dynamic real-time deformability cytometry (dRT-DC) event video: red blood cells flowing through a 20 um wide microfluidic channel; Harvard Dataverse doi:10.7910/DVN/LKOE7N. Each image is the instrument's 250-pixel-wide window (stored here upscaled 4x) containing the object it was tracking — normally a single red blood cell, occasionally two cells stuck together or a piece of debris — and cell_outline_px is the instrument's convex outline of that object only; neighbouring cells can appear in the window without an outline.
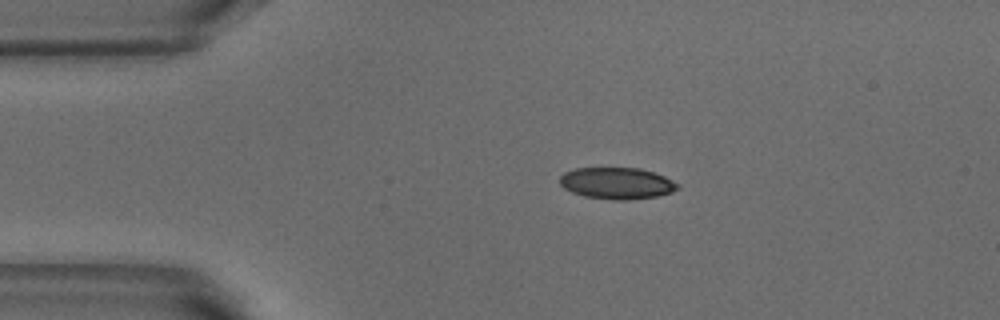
{"species": "common noctule bat (a hibernating species)", "species_latin": "Nyctalus noctula", "temperature_condition": "warm", "stored_images_in_passage": 43, "camera_frame_rate_fps": 3000, "um_per_image_px": 0.085, "animal": {"sex": "male", "body_mass_g": 18.8}, "frame": {"image": 1, "passage_image": 1, "time_ms": 0.0, "image_size_px": [1000, 320], "cell_outline_px": [[680, 188], [672, 192], [656, 196], [628, 200], [612, 200], [584, 196], [572, 192], [564, 188], [560, 184], [560, 176], [564, 172], [576, 168], [640, 168], [664, 176], [680, 184]], "centroid_in_image_um": [52.44, 15.58], "position_along_channel_um": 32.6, "area_um2": 21.73}}
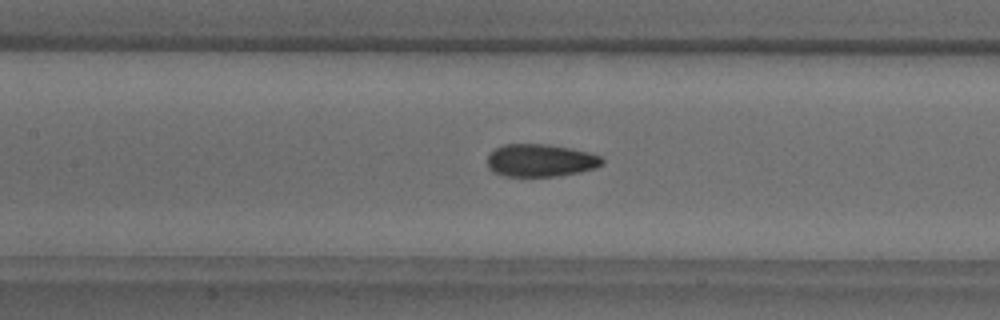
{"frame": {"image": 2, "passage_image": 14, "time_ms": 4.333, "image_size_px": [1000, 320], "cell_outline_px": [[604, 164], [596, 168], [580, 172], [556, 176], [504, 176], [492, 172], [488, 168], [488, 156], [496, 148], [504, 144], [544, 144], [568, 148], [588, 152], [600, 156], [604, 160]], "centroid_in_image_um": [45.95, 13.64], "position_along_channel_um": 161.5, "area_um2": 21.79}}
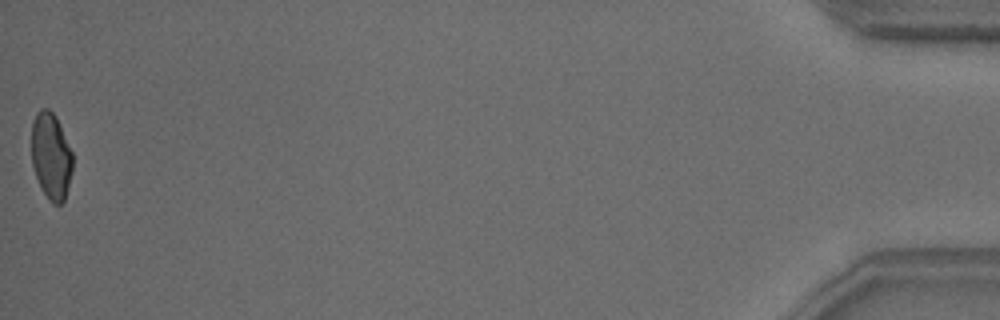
{"frame": {"image": 3, "passage_image": 43, "time_ms": 14.0, "image_size_px": [1000, 320], "cell_outline_px": [[72, 172], [64, 200], [60, 204], [52, 204], [48, 200], [40, 188], [32, 164], [32, 120], [36, 112], [40, 108], [48, 108], [56, 116], [72, 152]], "centroid_in_image_um": [4.33, 13.26], "position_along_channel_um": 430.9, "area_um2": 20.87}, "authors_computed_cell_mechanics": {"area_um2": 21.9062, "velocity_mm_per_s": 3.8338, "shape_relaxation_time_tau1_ms": 8.5075, "shape_relaxation_time_tau2_ms": 1.1183, "deformation_change_tau1": 0.1972, "deformation_change_tau2": 0.0624}}